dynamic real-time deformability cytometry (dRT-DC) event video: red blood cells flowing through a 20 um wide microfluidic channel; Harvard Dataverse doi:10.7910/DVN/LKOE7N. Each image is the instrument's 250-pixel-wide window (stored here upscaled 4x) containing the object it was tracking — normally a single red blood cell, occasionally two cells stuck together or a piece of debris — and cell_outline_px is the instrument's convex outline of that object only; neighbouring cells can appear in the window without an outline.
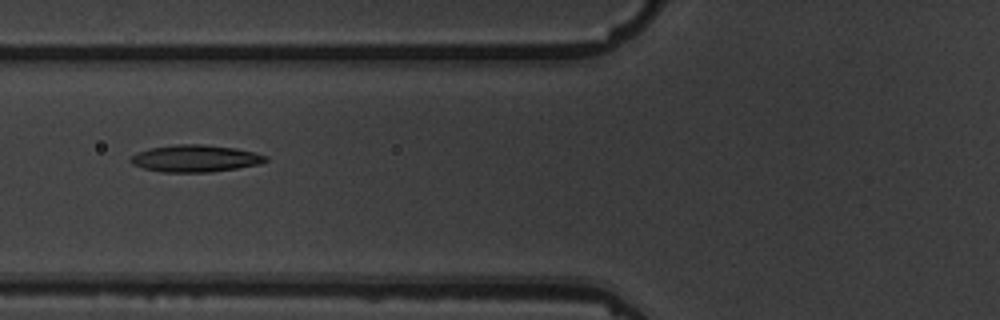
{"species": "common noctule bat (a hibernating species)", "species_latin": "Nyctalus noctula", "temperature_condition": "warm", "stored_images_in_passage": 8, "camera_frame_rate_fps": 3000, "um_per_image_px": 0.085, "animal": {"sex": "male", "body_mass_g": 19.5, "forearm_length_mm": 54.6}, "frame": {"image": 1, "passage_image": 7, "time_ms": 7.0, "image_size_px": [1000, 320], "cell_outline_px": [[268, 160], [260, 164], [212, 172], [160, 172], [144, 168], [132, 164], [128, 160], [136, 152], [148, 148], [176, 144], [204, 144], [236, 148], [268, 156]], "centroid_in_image_um": [16.57, 13.46], "position_along_channel_um": 109.2, "area_um2": 21.39}}
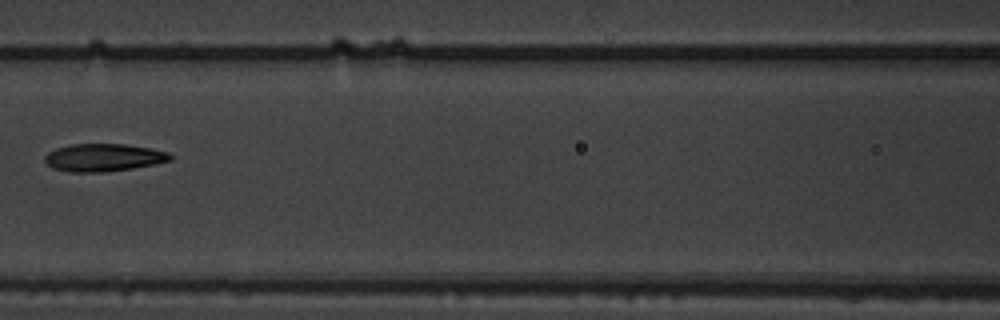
{"frame": {"image": 2, "passage_image": 8, "time_ms": 8.333, "image_size_px": [1000, 320], "cell_outline_px": [[172, 160], [156, 164], [132, 168], [104, 172], [68, 172], [52, 168], [44, 160], [44, 156], [48, 152], [56, 148], [68, 144], [124, 144], [148, 148], [168, 152], [172, 156]], "centroid_in_image_um": [8.77, 13.39], "position_along_channel_um": 157.8, "area_um2": 20.29}}